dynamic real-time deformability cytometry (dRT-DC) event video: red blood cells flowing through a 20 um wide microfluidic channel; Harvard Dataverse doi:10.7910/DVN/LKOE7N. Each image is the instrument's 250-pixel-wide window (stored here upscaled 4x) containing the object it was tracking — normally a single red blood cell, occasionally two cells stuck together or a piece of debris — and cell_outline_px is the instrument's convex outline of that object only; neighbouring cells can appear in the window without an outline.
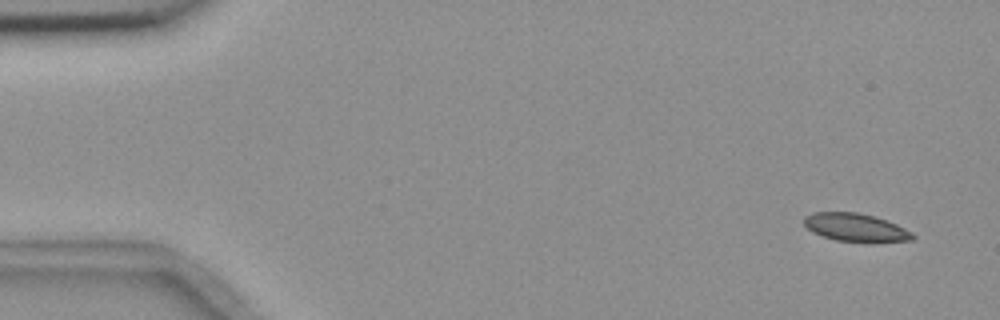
{"species": "common noctule bat (a hibernating species)", "species_latin": "Nyctalus noctula", "temperature_condition": "room temperature", "stored_images_in_passage": 4, "camera_frame_rate_fps": 3000, "um_per_image_px": 0.085, "animal": {"sex": "female", "body_mass_g": 18.4}, "frame": {"image": 1, "passage_image": 1, "time_ms": 0.0, "image_size_px": [1000, 320], "cell_outline_px": [[916, 236], [912, 240], [836, 240], [824, 236], [808, 228], [804, 224], [804, 216], [816, 212], [856, 212], [872, 216], [896, 224], [912, 232]], "centroid_in_image_um": [72.7, 19.29], "position_along_channel_um": 12.3, "area_um2": 16.82}}
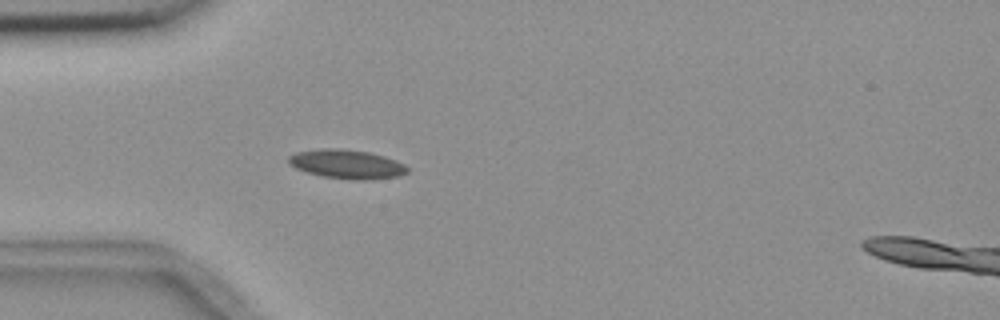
{"frame": {"image": 2, "passage_image": 4, "time_ms": 4.333, "image_size_px": [1000, 320], "cell_outline_px": [[408, 172], [400, 176], [364, 180], [360, 180], [320, 176], [296, 168], [288, 164], [288, 156], [296, 152], [320, 148], [340, 148], [368, 152], [384, 156], [396, 160], [404, 164], [408, 168]], "centroid_in_image_um": [29.47, 13.94], "position_along_channel_um": 55.5, "area_um2": 20.11}}